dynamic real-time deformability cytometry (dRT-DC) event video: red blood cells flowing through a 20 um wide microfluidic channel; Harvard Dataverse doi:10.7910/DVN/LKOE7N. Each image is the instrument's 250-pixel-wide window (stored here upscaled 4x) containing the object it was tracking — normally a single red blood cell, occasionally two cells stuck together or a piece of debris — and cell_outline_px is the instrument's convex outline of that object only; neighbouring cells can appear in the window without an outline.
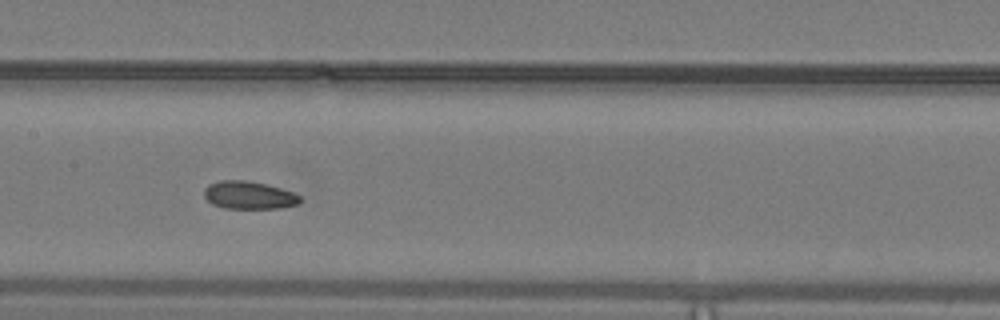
{"species": "common noctule bat (a hibernating species)", "species_latin": "Nyctalus noctula", "temperature_condition": "warm", "stored_images_in_passage": 36, "camera_frame_rate_fps": 3000, "um_per_image_px": 0.085, "animal": {"sex": "male", "body_mass_g": 19.2, "forearm_length_mm": 51.8}, "frame": {"image": 1, "passage_image": 11, "time_ms": 3.333, "image_size_px": [1000, 320], "cell_outline_px": [[300, 200], [296, 204], [280, 208], [224, 208], [212, 204], [204, 196], [204, 188], [208, 184], [220, 180], [248, 180], [280, 188], [292, 192], [300, 196]], "centroid_in_image_um": [21.11, 16.58], "position_along_channel_um": 186.3, "area_um2": 15.43}, "authors_computed_cell_mechanics": {"area_um2": 15.8661, "velocity_mm_per_s": 4.0945, "shape_relaxation_time_tau1_ms": null, "shape_relaxation_time_tau2_ms": 3.88, "deformation_change_tau1": null, "deformation_change_tau2": 0.0829}}